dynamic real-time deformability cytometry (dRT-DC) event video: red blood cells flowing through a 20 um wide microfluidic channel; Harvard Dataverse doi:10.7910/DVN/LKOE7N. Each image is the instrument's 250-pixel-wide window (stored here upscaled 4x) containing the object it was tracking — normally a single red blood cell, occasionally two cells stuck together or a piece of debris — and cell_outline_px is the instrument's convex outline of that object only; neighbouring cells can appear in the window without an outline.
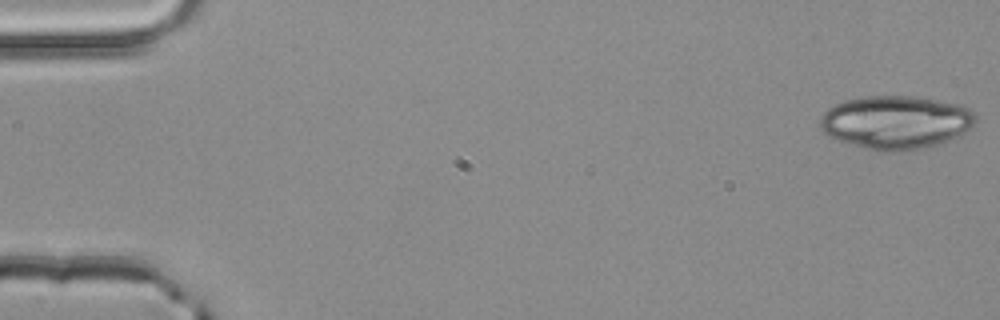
{"species": "common noctule bat (a hibernating species)", "species_latin": "Nyctalus noctula", "temperature_condition": "room temperature", "stored_images_in_passage": 15, "camera_frame_rate_fps": 3000, "um_per_image_px": 0.085, "animal": {"sex": "male", "body_mass_g": 20.4}, "frame": {"image": 1, "passage_image": 1, "time_ms": 0.0, "image_size_px": [1000, 320], "cell_outline_px": [[976, 124], [964, 136], [936, 144], [904, 152], [880, 152], [852, 144], [828, 136], [820, 128], [820, 116], [828, 108], [844, 100], [864, 96], [908, 96], [960, 104], [968, 108], [976, 116]], "centroid_in_image_um": [76.18, 10.41], "position_along_channel_um": 8.8, "area_um2": 48.67}}